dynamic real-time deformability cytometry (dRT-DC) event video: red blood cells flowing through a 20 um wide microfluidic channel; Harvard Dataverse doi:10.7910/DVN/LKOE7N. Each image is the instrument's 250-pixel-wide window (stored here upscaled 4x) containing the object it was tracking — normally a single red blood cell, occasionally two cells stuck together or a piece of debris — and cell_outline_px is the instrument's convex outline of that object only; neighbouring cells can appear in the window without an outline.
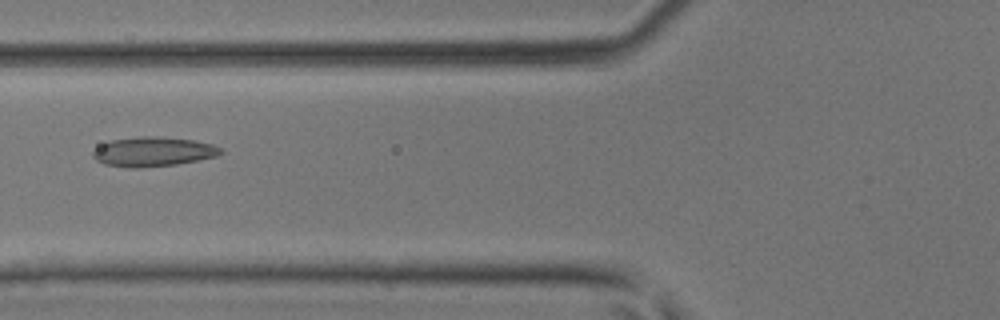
{"species": "common noctule bat (a hibernating species)", "species_latin": "Nyctalus noctula", "temperature_condition": "room temperature", "stored_images_in_passage": 47, "camera_frame_rate_fps": 3000, "um_per_image_px": 0.085, "animal": {"sex": "male", "body_mass_g": 17.9, "forearm_length_mm": 54.2}, "frame": {"image": 1, "passage_image": 19, "time_ms": 6.0, "image_size_px": [1000, 320], "cell_outline_px": [[224, 152], [216, 156], [176, 164], [140, 168], [128, 168], [104, 164], [96, 160], [92, 156], [92, 152], [100, 144], [108, 140], [140, 136], [156, 136], [192, 140], [212, 144], [220, 148]], "centroid_in_image_um": [12.95, 12.89], "position_along_channel_um": 112.8, "area_um2": 22.02}}
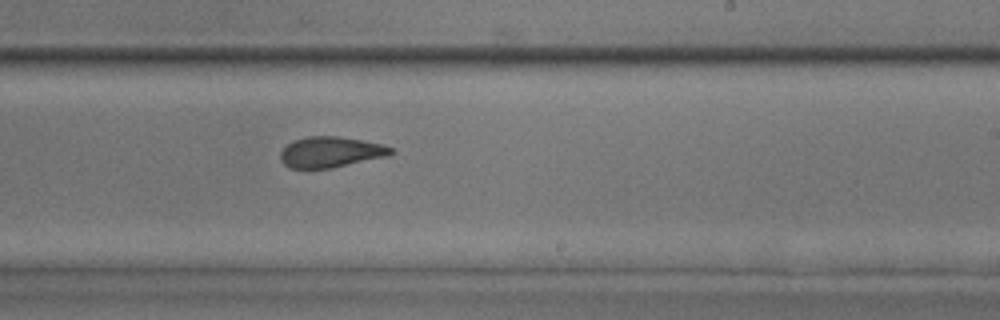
{"frame": {"image": 2, "passage_image": 29, "time_ms": 9.333, "image_size_px": [1000, 320], "cell_outline_px": [[396, 152], [388, 156], [332, 168], [288, 168], [280, 160], [280, 152], [292, 140], [308, 136], [336, 136], [384, 144], [392, 148]], "centroid_in_image_um": [28.11, 12.93], "position_along_channel_um": 260.9, "area_um2": 19.88}}
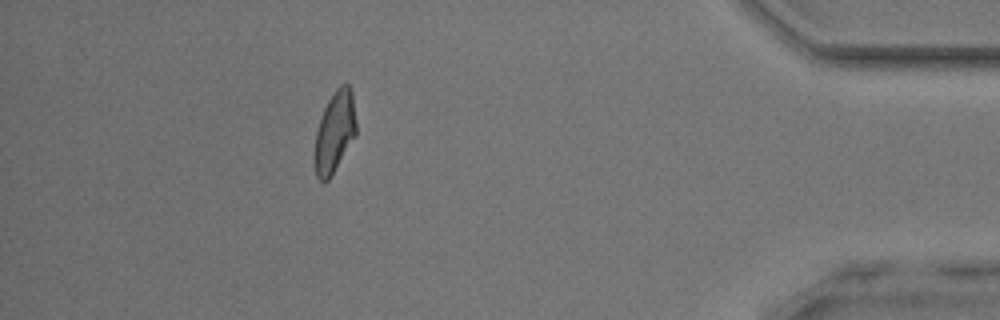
{"frame": {"image": 3, "passage_image": 42, "time_ms": 13.667, "image_size_px": [1000, 320], "cell_outline_px": [[356, 136], [328, 180], [324, 184], [316, 176], [312, 160], [316, 132], [324, 108], [332, 92], [340, 84], [348, 84], [352, 92], [356, 124]], "centroid_in_image_um": [28.42, 11.25], "position_along_channel_um": 406.8, "area_um2": 19.94}}